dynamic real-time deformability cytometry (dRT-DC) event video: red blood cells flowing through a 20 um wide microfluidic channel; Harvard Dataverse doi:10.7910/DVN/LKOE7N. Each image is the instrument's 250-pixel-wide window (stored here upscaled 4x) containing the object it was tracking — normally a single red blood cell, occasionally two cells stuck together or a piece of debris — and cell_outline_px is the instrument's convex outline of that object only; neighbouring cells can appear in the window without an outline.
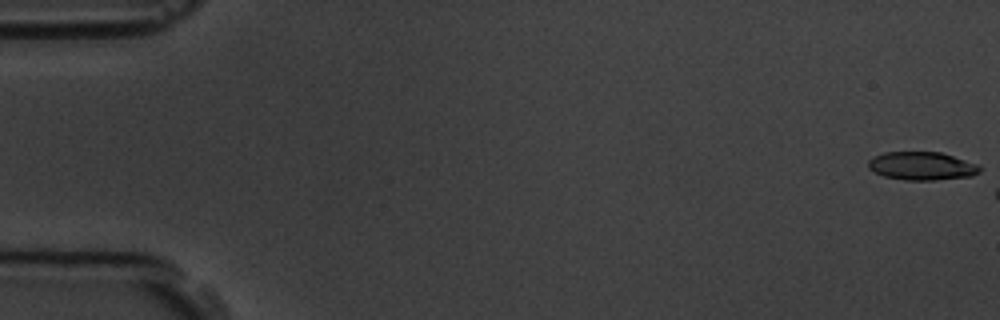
{"species": "common noctule bat (a hibernating species)", "species_latin": "Nyctalus noctula", "temperature_condition": "room temperature", "stored_images_in_passage": 3, "camera_frame_rate_fps": 3000, "um_per_image_px": 0.085, "animal": {"sex": "male", "body_mass_g": 19.5, "forearm_length_mm": 54.6}, "frame": {"image": 1, "passage_image": 1, "time_ms": 0.0, "image_size_px": [1000, 320], "cell_outline_px": [[984, 168], [980, 172], [972, 176], [932, 180], [904, 180], [884, 176], [868, 168], [868, 160], [872, 156], [884, 152], [940, 152], [980, 164]], "centroid_in_image_um": [78.39, 14.1], "position_along_channel_um": 6.6, "area_um2": 18.55}}